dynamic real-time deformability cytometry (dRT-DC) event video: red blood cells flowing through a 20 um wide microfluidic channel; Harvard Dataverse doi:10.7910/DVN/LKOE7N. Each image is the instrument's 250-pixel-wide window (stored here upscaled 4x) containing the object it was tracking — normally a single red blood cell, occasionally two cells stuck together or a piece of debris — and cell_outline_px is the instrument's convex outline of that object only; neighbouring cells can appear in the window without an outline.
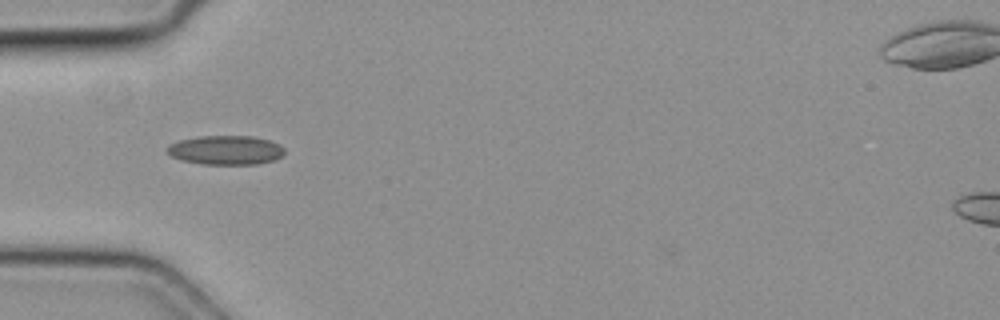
{"species": "common noctule bat (a hibernating species)", "species_latin": "Nyctalus noctula", "temperature_condition": "cold", "stored_images_in_passage": 2, "camera_frame_rate_fps": 3000, "um_per_image_px": 0.085, "animal": {"sex": "female", "body_mass_g": 19.3, "forearm_length_mm": 54.1}, "frame": {"image": 1, "passage_image": 2, "time_ms": 0.333, "image_size_px": [1000, 320], "cell_outline_px": [[284, 152], [280, 156], [272, 160], [256, 164], [200, 164], [180, 160], [172, 156], [168, 152], [168, 148], [172, 144], [180, 140], [200, 136], [256, 136], [280, 144], [284, 148]], "centroid_in_image_um": [19.21, 12.75], "position_along_channel_um": 65.8, "area_um2": 19.77}}